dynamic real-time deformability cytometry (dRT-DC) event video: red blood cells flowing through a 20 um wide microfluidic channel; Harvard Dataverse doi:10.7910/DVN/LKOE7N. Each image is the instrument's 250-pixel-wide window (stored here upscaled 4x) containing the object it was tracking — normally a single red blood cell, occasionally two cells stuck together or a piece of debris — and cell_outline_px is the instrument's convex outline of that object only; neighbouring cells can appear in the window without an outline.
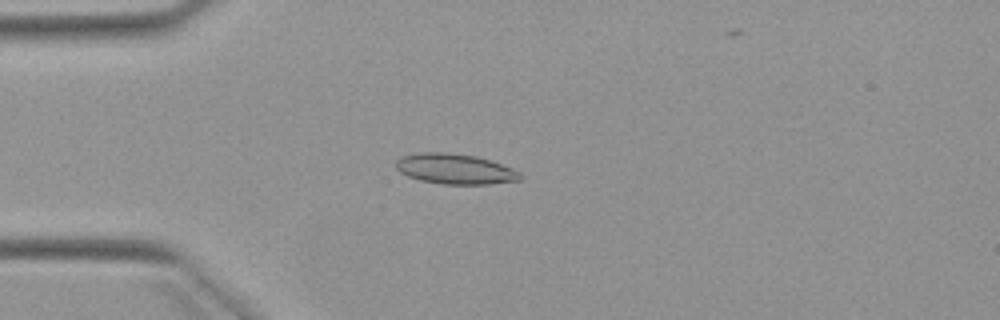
{"species": "Egyptian fruit bat (a non-hibernating species)", "species_latin": "Rousettus aegyptiacus", "temperature_condition": "warm", "stored_images_in_passage": 4, "camera_frame_rate_fps": 3000, "um_per_image_px": 0.085, "animal": {"sex": "female"}, "frame": {"image": 1, "passage_image": 4, "time_ms": 4.333, "image_size_px": [1000, 320], "cell_outline_px": [[524, 176], [520, 180], [488, 184], [444, 184], [420, 180], [408, 176], [400, 172], [396, 168], [396, 160], [400, 156], [420, 152], [448, 152], [476, 156], [512, 168], [520, 172]], "centroid_in_image_um": [38.66, 14.35], "position_along_channel_um": 46.3, "area_um2": 21.96}}